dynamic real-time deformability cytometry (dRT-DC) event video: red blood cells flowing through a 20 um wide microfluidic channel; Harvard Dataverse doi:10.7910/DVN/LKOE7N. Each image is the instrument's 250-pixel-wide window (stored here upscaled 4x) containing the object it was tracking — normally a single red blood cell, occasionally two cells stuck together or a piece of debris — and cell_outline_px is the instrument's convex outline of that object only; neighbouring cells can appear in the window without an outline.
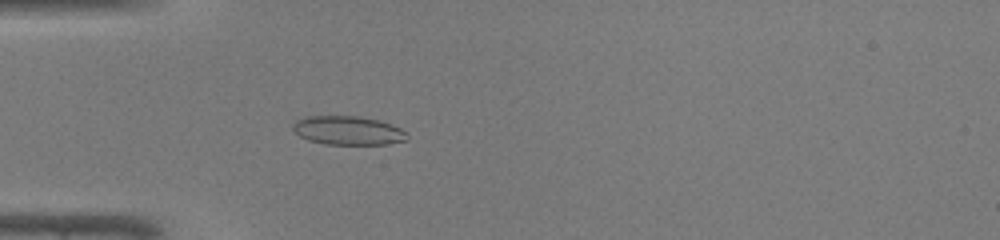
{"species": "common noctule bat (a hibernating species)", "species_latin": "Nyctalus noctula", "temperature_condition": "warm", "stored_images_in_passage": 34, "camera_frame_rate_fps": 3000, "um_per_image_px": 0.085, "animal": {"sex": "male", "body_mass_g": 19.0, "forearm_length_mm": 50.8}, "frame": {"image": 1, "passage_image": 1, "time_ms": 0.0, "image_size_px": [1000, 240], "cell_outline_px": [[408, 140], [388, 144], [324, 144], [308, 140], [300, 136], [292, 128], [292, 124], [296, 120], [304, 116], [356, 116], [376, 120], [392, 124], [400, 128], [408, 136]], "centroid_in_image_um": [29.56, 11.09], "position_along_channel_um": 55.4, "area_um2": 19.13}}
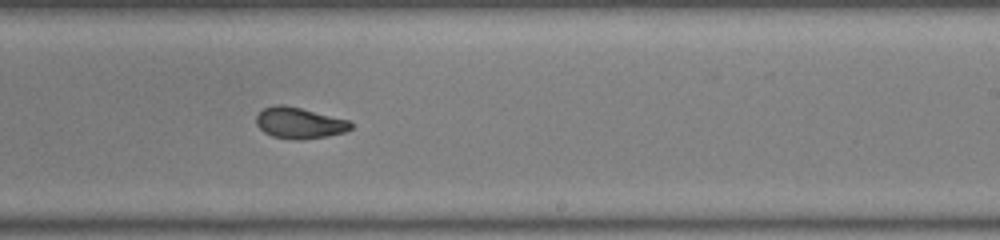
{"frame": {"image": 2, "passage_image": 16, "time_ms": 5.0, "image_size_px": [1000, 240], "cell_outline_px": [[352, 128], [344, 132], [328, 136], [304, 140], [292, 140], [272, 136], [264, 132], [256, 124], [256, 116], [264, 108], [276, 104], [284, 104], [348, 120], [352, 124]], "centroid_in_image_um": [25.42, 10.46], "position_along_channel_um": 263.6, "area_um2": 17.17}}
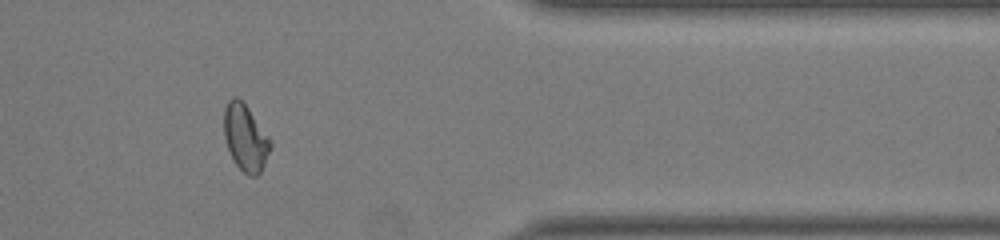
{"frame": {"image": 3, "passage_image": 26, "time_ms": 8.333, "image_size_px": [1000, 240], "cell_outline_px": [[272, 148], [260, 172], [256, 176], [248, 176], [236, 164], [228, 148], [224, 136], [224, 108], [228, 100], [232, 96], [236, 96], [248, 108], [272, 144]], "centroid_in_image_um": [20.84, 11.71], "position_along_channel_um": 390.6, "area_um2": 17.63}, "authors_computed_cell_mechanics": {"area_um2": 17.6579, "velocity_mm_per_s": 4.3243, "shape_relaxation_time_tau1_ms": null, "shape_relaxation_time_tau2_ms": 1.3852, "deformation_change_tau1": null, "deformation_change_tau2": 0.0638}}